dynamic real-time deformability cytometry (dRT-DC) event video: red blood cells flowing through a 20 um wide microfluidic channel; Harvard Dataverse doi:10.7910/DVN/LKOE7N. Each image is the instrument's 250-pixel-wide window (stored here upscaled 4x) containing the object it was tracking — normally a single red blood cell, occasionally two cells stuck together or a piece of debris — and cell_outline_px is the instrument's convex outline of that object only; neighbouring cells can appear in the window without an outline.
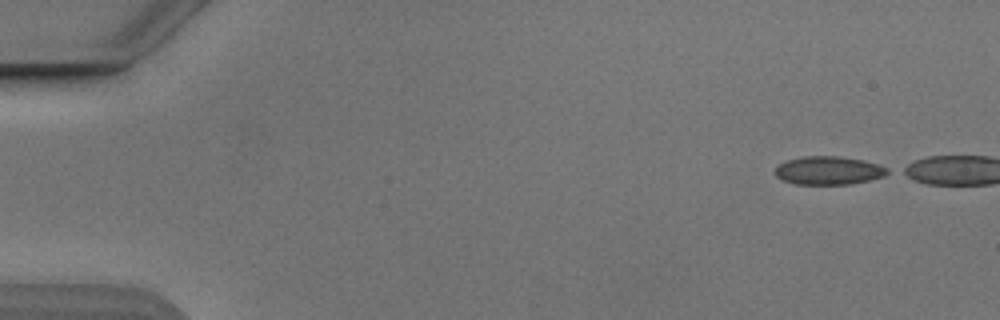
{"species": "Egyptian fruit bat (a non-hibernating species)", "species_latin": "Rousettus aegyptiacus", "temperature_condition": "cold", "stored_images_in_passage": 3, "camera_frame_rate_fps": 3000, "um_per_image_px": 0.085, "animal": {"sex": "male"}, "frame": {"image": 1, "passage_image": 1, "time_ms": 0.0, "image_size_px": [1000, 320], "cell_outline_px": [[892, 172], [884, 176], [868, 180], [848, 184], [796, 184], [784, 180], [776, 176], [772, 172], [780, 164], [788, 160], [804, 156], [836, 156], [864, 160], [880, 164], [888, 168]], "centroid_in_image_um": [70.46, 14.49], "position_along_channel_um": 14.5, "area_um2": 18.55}}